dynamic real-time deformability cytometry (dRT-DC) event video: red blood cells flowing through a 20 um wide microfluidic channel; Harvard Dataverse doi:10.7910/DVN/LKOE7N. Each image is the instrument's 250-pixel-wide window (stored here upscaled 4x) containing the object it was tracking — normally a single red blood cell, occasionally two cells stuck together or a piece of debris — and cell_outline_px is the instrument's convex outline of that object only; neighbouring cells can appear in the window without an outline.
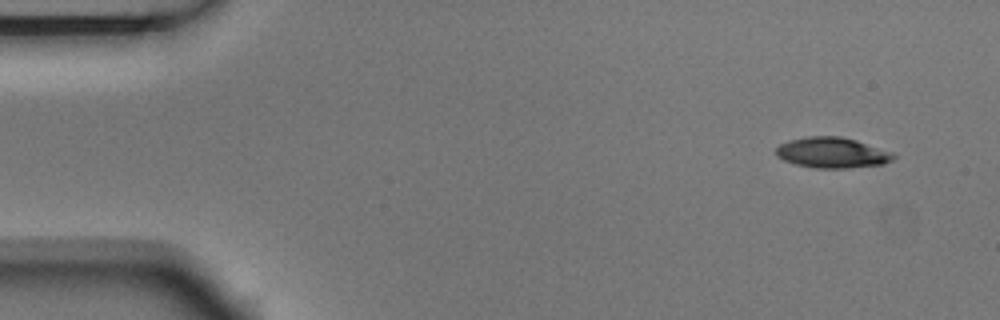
{"species": "Egyptian fruit bat (a non-hibernating species)", "species_latin": "Rousettus aegyptiacus", "temperature_condition": "room temperature", "stored_images_in_passage": 5, "segment_of_instrument_passage": [2, 2], "camera_frame_rate_fps": 3000, "um_per_image_px": 0.085, "animal": {"sex": "male"}, "frame": {"image": 1, "passage_image": 5, "time_ms": 1.333, "image_size_px": [1000, 320], "cell_outline_px": [[896, 156], [892, 160], [884, 164], [848, 168], [816, 168], [796, 164], [784, 160], [776, 156], [776, 148], [780, 144], [788, 140], [808, 136], [840, 136], [856, 140], [896, 152]], "centroid_in_image_um": [70.78, 12.97], "position_along_channel_um": 14.2, "area_um2": 21.15}}